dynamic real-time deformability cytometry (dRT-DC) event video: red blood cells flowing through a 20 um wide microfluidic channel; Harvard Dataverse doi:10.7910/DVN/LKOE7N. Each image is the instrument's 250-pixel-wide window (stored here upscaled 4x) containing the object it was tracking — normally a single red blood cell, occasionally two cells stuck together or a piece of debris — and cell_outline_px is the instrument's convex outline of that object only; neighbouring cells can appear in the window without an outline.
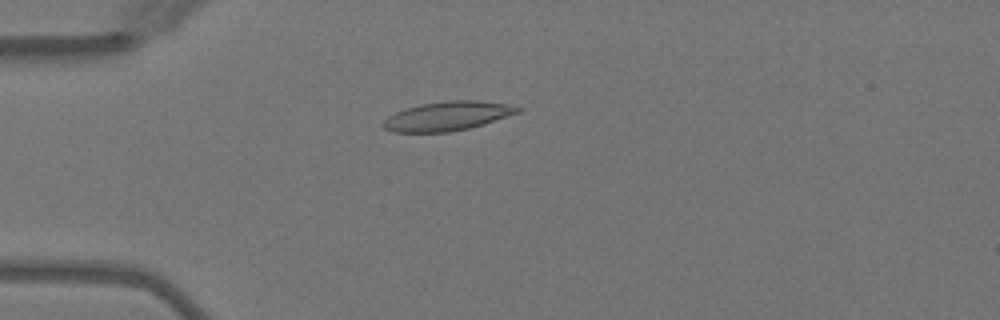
{"species": "Egyptian fruit bat (a non-hibernating species)", "species_latin": "Rousettus aegyptiacus", "temperature_condition": "warm", "stored_images_in_passage": 5, "camera_frame_rate_fps": 3000, "um_per_image_px": 0.085, "animal": {"sex": "female"}, "frame": {"image": 1, "passage_image": 4, "time_ms": 3.667, "image_size_px": [1000, 320], "cell_outline_px": [[524, 108], [520, 112], [484, 124], [468, 128], [448, 132], [392, 132], [384, 128], [380, 124], [388, 116], [396, 112], [420, 104], [448, 100], [480, 100], [512, 104]], "centroid_in_image_um": [38.08, 9.85], "position_along_channel_um": 46.9, "area_um2": 23.0}}